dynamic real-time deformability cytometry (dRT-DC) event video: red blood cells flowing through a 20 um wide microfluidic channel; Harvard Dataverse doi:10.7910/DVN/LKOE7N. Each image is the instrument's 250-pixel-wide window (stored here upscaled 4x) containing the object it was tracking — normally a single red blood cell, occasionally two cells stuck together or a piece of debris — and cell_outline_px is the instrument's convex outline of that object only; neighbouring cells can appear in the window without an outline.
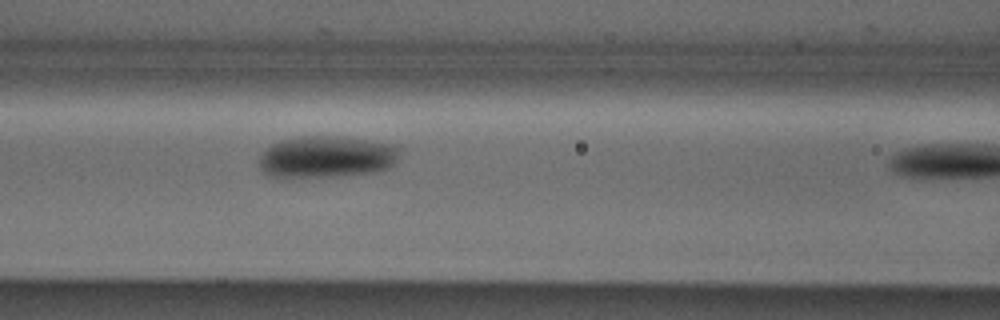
{"species": "Egyptian fruit bat (a non-hibernating species)", "species_latin": "Rousettus aegyptiacus", "temperature_condition": "cold", "stored_images_in_passage": 11, "camera_frame_rate_fps": 3000, "um_per_image_px": 0.085, "animal": {"sex": "male"}, "frame": {"image": 1, "passage_image": 10, "time_ms": 3.0, "image_size_px": [1000, 320], "cell_outline_px": [[400, 152], [396, 160], [388, 168], [376, 172], [336, 176], [272, 176], [264, 172], [260, 168], [256, 160], [260, 152], [272, 144], [280, 140], [300, 136], [336, 136], [396, 144], [400, 148]], "centroid_in_image_um": [27.74, 13.31], "position_along_channel_um": 138.9, "area_um2": 34.33}}